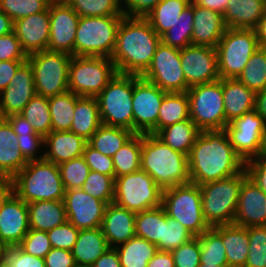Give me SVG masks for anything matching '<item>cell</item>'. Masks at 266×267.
<instances>
[{"label": "cell", "mask_w": 266, "mask_h": 267, "mask_svg": "<svg viewBox=\"0 0 266 267\" xmlns=\"http://www.w3.org/2000/svg\"><path fill=\"white\" fill-rule=\"evenodd\" d=\"M237 79L255 92L266 87V47L254 52Z\"/></svg>", "instance_id": "44"}, {"label": "cell", "mask_w": 266, "mask_h": 267, "mask_svg": "<svg viewBox=\"0 0 266 267\" xmlns=\"http://www.w3.org/2000/svg\"><path fill=\"white\" fill-rule=\"evenodd\" d=\"M65 190L82 188L89 174V166L83 156L58 165Z\"/></svg>", "instance_id": "49"}, {"label": "cell", "mask_w": 266, "mask_h": 267, "mask_svg": "<svg viewBox=\"0 0 266 267\" xmlns=\"http://www.w3.org/2000/svg\"><path fill=\"white\" fill-rule=\"evenodd\" d=\"M17 140L11 124L0 118V176L13 178L28 164L18 149Z\"/></svg>", "instance_id": "29"}, {"label": "cell", "mask_w": 266, "mask_h": 267, "mask_svg": "<svg viewBox=\"0 0 266 267\" xmlns=\"http://www.w3.org/2000/svg\"><path fill=\"white\" fill-rule=\"evenodd\" d=\"M12 126L17 135L42 136L35 132L32 125L20 114H12L5 118Z\"/></svg>", "instance_id": "62"}, {"label": "cell", "mask_w": 266, "mask_h": 267, "mask_svg": "<svg viewBox=\"0 0 266 267\" xmlns=\"http://www.w3.org/2000/svg\"><path fill=\"white\" fill-rule=\"evenodd\" d=\"M163 207L159 206L136 213L135 236L157 245L162 238Z\"/></svg>", "instance_id": "43"}, {"label": "cell", "mask_w": 266, "mask_h": 267, "mask_svg": "<svg viewBox=\"0 0 266 267\" xmlns=\"http://www.w3.org/2000/svg\"><path fill=\"white\" fill-rule=\"evenodd\" d=\"M50 3L49 0H0V10L15 22L20 18L46 11Z\"/></svg>", "instance_id": "51"}, {"label": "cell", "mask_w": 266, "mask_h": 267, "mask_svg": "<svg viewBox=\"0 0 266 267\" xmlns=\"http://www.w3.org/2000/svg\"><path fill=\"white\" fill-rule=\"evenodd\" d=\"M226 125L256 107V92L238 79H222Z\"/></svg>", "instance_id": "27"}, {"label": "cell", "mask_w": 266, "mask_h": 267, "mask_svg": "<svg viewBox=\"0 0 266 267\" xmlns=\"http://www.w3.org/2000/svg\"><path fill=\"white\" fill-rule=\"evenodd\" d=\"M259 47L256 30L226 28L216 46L220 78L237 79Z\"/></svg>", "instance_id": "8"}, {"label": "cell", "mask_w": 266, "mask_h": 267, "mask_svg": "<svg viewBox=\"0 0 266 267\" xmlns=\"http://www.w3.org/2000/svg\"><path fill=\"white\" fill-rule=\"evenodd\" d=\"M79 231L70 222L57 226L47 231L52 248H60L71 251L79 234Z\"/></svg>", "instance_id": "55"}, {"label": "cell", "mask_w": 266, "mask_h": 267, "mask_svg": "<svg viewBox=\"0 0 266 267\" xmlns=\"http://www.w3.org/2000/svg\"><path fill=\"white\" fill-rule=\"evenodd\" d=\"M133 75L117 73L96 97L101 122L133 132Z\"/></svg>", "instance_id": "10"}, {"label": "cell", "mask_w": 266, "mask_h": 267, "mask_svg": "<svg viewBox=\"0 0 266 267\" xmlns=\"http://www.w3.org/2000/svg\"><path fill=\"white\" fill-rule=\"evenodd\" d=\"M162 189L144 170L115 178L114 203L139 213L161 206Z\"/></svg>", "instance_id": "13"}, {"label": "cell", "mask_w": 266, "mask_h": 267, "mask_svg": "<svg viewBox=\"0 0 266 267\" xmlns=\"http://www.w3.org/2000/svg\"><path fill=\"white\" fill-rule=\"evenodd\" d=\"M222 238L228 266L244 267L248 257L249 235L246 227L235 224L212 227Z\"/></svg>", "instance_id": "31"}, {"label": "cell", "mask_w": 266, "mask_h": 267, "mask_svg": "<svg viewBox=\"0 0 266 267\" xmlns=\"http://www.w3.org/2000/svg\"><path fill=\"white\" fill-rule=\"evenodd\" d=\"M233 224L246 228L266 225V193L248 176L242 182Z\"/></svg>", "instance_id": "22"}, {"label": "cell", "mask_w": 266, "mask_h": 267, "mask_svg": "<svg viewBox=\"0 0 266 267\" xmlns=\"http://www.w3.org/2000/svg\"><path fill=\"white\" fill-rule=\"evenodd\" d=\"M193 1L180 14L173 26L161 36V42L167 46L183 49L192 45Z\"/></svg>", "instance_id": "41"}, {"label": "cell", "mask_w": 266, "mask_h": 267, "mask_svg": "<svg viewBox=\"0 0 266 267\" xmlns=\"http://www.w3.org/2000/svg\"><path fill=\"white\" fill-rule=\"evenodd\" d=\"M121 267H147L149 260L158 252L155 244L138 236L115 247Z\"/></svg>", "instance_id": "36"}, {"label": "cell", "mask_w": 266, "mask_h": 267, "mask_svg": "<svg viewBox=\"0 0 266 267\" xmlns=\"http://www.w3.org/2000/svg\"><path fill=\"white\" fill-rule=\"evenodd\" d=\"M17 145L18 149L21 151L22 155L27 161L42 160L44 154H38V150L43 148L44 137L43 136H22L17 135ZM38 157V158H37Z\"/></svg>", "instance_id": "58"}, {"label": "cell", "mask_w": 266, "mask_h": 267, "mask_svg": "<svg viewBox=\"0 0 266 267\" xmlns=\"http://www.w3.org/2000/svg\"><path fill=\"white\" fill-rule=\"evenodd\" d=\"M266 11V0H230L223 14L227 28L256 29Z\"/></svg>", "instance_id": "28"}, {"label": "cell", "mask_w": 266, "mask_h": 267, "mask_svg": "<svg viewBox=\"0 0 266 267\" xmlns=\"http://www.w3.org/2000/svg\"><path fill=\"white\" fill-rule=\"evenodd\" d=\"M260 46L266 47V11L260 19V22L255 29Z\"/></svg>", "instance_id": "70"}, {"label": "cell", "mask_w": 266, "mask_h": 267, "mask_svg": "<svg viewBox=\"0 0 266 267\" xmlns=\"http://www.w3.org/2000/svg\"><path fill=\"white\" fill-rule=\"evenodd\" d=\"M248 177L266 193V158L256 157L245 162Z\"/></svg>", "instance_id": "60"}, {"label": "cell", "mask_w": 266, "mask_h": 267, "mask_svg": "<svg viewBox=\"0 0 266 267\" xmlns=\"http://www.w3.org/2000/svg\"><path fill=\"white\" fill-rule=\"evenodd\" d=\"M180 51L181 49L161 42L149 67L141 77L166 92H187L189 87L183 74Z\"/></svg>", "instance_id": "14"}, {"label": "cell", "mask_w": 266, "mask_h": 267, "mask_svg": "<svg viewBox=\"0 0 266 267\" xmlns=\"http://www.w3.org/2000/svg\"><path fill=\"white\" fill-rule=\"evenodd\" d=\"M46 267H74L75 259L71 251L60 248H52L44 257Z\"/></svg>", "instance_id": "61"}, {"label": "cell", "mask_w": 266, "mask_h": 267, "mask_svg": "<svg viewBox=\"0 0 266 267\" xmlns=\"http://www.w3.org/2000/svg\"><path fill=\"white\" fill-rule=\"evenodd\" d=\"M161 0H121L124 16L141 17L146 16L155 8Z\"/></svg>", "instance_id": "59"}, {"label": "cell", "mask_w": 266, "mask_h": 267, "mask_svg": "<svg viewBox=\"0 0 266 267\" xmlns=\"http://www.w3.org/2000/svg\"><path fill=\"white\" fill-rule=\"evenodd\" d=\"M109 245L101 227L80 230L77 240L71 250L76 264L93 265L103 255Z\"/></svg>", "instance_id": "32"}, {"label": "cell", "mask_w": 266, "mask_h": 267, "mask_svg": "<svg viewBox=\"0 0 266 267\" xmlns=\"http://www.w3.org/2000/svg\"><path fill=\"white\" fill-rule=\"evenodd\" d=\"M63 202L68 222L78 230L101 227L106 202L90 196L82 188L66 190Z\"/></svg>", "instance_id": "17"}, {"label": "cell", "mask_w": 266, "mask_h": 267, "mask_svg": "<svg viewBox=\"0 0 266 267\" xmlns=\"http://www.w3.org/2000/svg\"><path fill=\"white\" fill-rule=\"evenodd\" d=\"M175 267H198L201 248L198 237H193L187 243L171 251Z\"/></svg>", "instance_id": "54"}, {"label": "cell", "mask_w": 266, "mask_h": 267, "mask_svg": "<svg viewBox=\"0 0 266 267\" xmlns=\"http://www.w3.org/2000/svg\"><path fill=\"white\" fill-rule=\"evenodd\" d=\"M257 113L264 119L266 124V87L263 90L256 92V107Z\"/></svg>", "instance_id": "68"}, {"label": "cell", "mask_w": 266, "mask_h": 267, "mask_svg": "<svg viewBox=\"0 0 266 267\" xmlns=\"http://www.w3.org/2000/svg\"><path fill=\"white\" fill-rule=\"evenodd\" d=\"M136 213L112 202L106 206L101 229L109 247H117L135 236Z\"/></svg>", "instance_id": "24"}, {"label": "cell", "mask_w": 266, "mask_h": 267, "mask_svg": "<svg viewBox=\"0 0 266 267\" xmlns=\"http://www.w3.org/2000/svg\"><path fill=\"white\" fill-rule=\"evenodd\" d=\"M141 170L163 190L190 182L188 156L173 150L155 134H141Z\"/></svg>", "instance_id": "3"}, {"label": "cell", "mask_w": 266, "mask_h": 267, "mask_svg": "<svg viewBox=\"0 0 266 267\" xmlns=\"http://www.w3.org/2000/svg\"><path fill=\"white\" fill-rule=\"evenodd\" d=\"M192 0H161L146 16L153 30L161 37L190 5Z\"/></svg>", "instance_id": "37"}, {"label": "cell", "mask_w": 266, "mask_h": 267, "mask_svg": "<svg viewBox=\"0 0 266 267\" xmlns=\"http://www.w3.org/2000/svg\"><path fill=\"white\" fill-rule=\"evenodd\" d=\"M50 2H66L67 0H49Z\"/></svg>", "instance_id": "75"}, {"label": "cell", "mask_w": 266, "mask_h": 267, "mask_svg": "<svg viewBox=\"0 0 266 267\" xmlns=\"http://www.w3.org/2000/svg\"><path fill=\"white\" fill-rule=\"evenodd\" d=\"M141 134H133L113 155L115 178L141 169Z\"/></svg>", "instance_id": "39"}, {"label": "cell", "mask_w": 266, "mask_h": 267, "mask_svg": "<svg viewBox=\"0 0 266 267\" xmlns=\"http://www.w3.org/2000/svg\"><path fill=\"white\" fill-rule=\"evenodd\" d=\"M259 157L266 158V127H265V130L263 132V136H262V142H261V148L259 151Z\"/></svg>", "instance_id": "71"}, {"label": "cell", "mask_w": 266, "mask_h": 267, "mask_svg": "<svg viewBox=\"0 0 266 267\" xmlns=\"http://www.w3.org/2000/svg\"><path fill=\"white\" fill-rule=\"evenodd\" d=\"M101 125L96 97H79L76 95L70 131L88 141Z\"/></svg>", "instance_id": "33"}, {"label": "cell", "mask_w": 266, "mask_h": 267, "mask_svg": "<svg viewBox=\"0 0 266 267\" xmlns=\"http://www.w3.org/2000/svg\"><path fill=\"white\" fill-rule=\"evenodd\" d=\"M33 127L36 133L47 136L52 131L48 98L35 95L19 113Z\"/></svg>", "instance_id": "42"}, {"label": "cell", "mask_w": 266, "mask_h": 267, "mask_svg": "<svg viewBox=\"0 0 266 267\" xmlns=\"http://www.w3.org/2000/svg\"><path fill=\"white\" fill-rule=\"evenodd\" d=\"M167 92L138 75H133V132L155 134L158 112Z\"/></svg>", "instance_id": "15"}, {"label": "cell", "mask_w": 266, "mask_h": 267, "mask_svg": "<svg viewBox=\"0 0 266 267\" xmlns=\"http://www.w3.org/2000/svg\"><path fill=\"white\" fill-rule=\"evenodd\" d=\"M52 131H70L76 104V95L67 91L48 98Z\"/></svg>", "instance_id": "40"}, {"label": "cell", "mask_w": 266, "mask_h": 267, "mask_svg": "<svg viewBox=\"0 0 266 267\" xmlns=\"http://www.w3.org/2000/svg\"><path fill=\"white\" fill-rule=\"evenodd\" d=\"M27 59L28 55L14 31L0 36V61H26Z\"/></svg>", "instance_id": "57"}, {"label": "cell", "mask_w": 266, "mask_h": 267, "mask_svg": "<svg viewBox=\"0 0 266 267\" xmlns=\"http://www.w3.org/2000/svg\"><path fill=\"white\" fill-rule=\"evenodd\" d=\"M247 176L244 168L239 174L199 185L203 217L209 227L233 224L242 182Z\"/></svg>", "instance_id": "5"}, {"label": "cell", "mask_w": 266, "mask_h": 267, "mask_svg": "<svg viewBox=\"0 0 266 267\" xmlns=\"http://www.w3.org/2000/svg\"><path fill=\"white\" fill-rule=\"evenodd\" d=\"M123 16L80 17L74 56L111 58Z\"/></svg>", "instance_id": "6"}, {"label": "cell", "mask_w": 266, "mask_h": 267, "mask_svg": "<svg viewBox=\"0 0 266 267\" xmlns=\"http://www.w3.org/2000/svg\"><path fill=\"white\" fill-rule=\"evenodd\" d=\"M198 267H230V266H228V265H211V264L200 263Z\"/></svg>", "instance_id": "72"}, {"label": "cell", "mask_w": 266, "mask_h": 267, "mask_svg": "<svg viewBox=\"0 0 266 267\" xmlns=\"http://www.w3.org/2000/svg\"><path fill=\"white\" fill-rule=\"evenodd\" d=\"M190 119L200 131L224 130L226 115L223 103L222 78L190 87Z\"/></svg>", "instance_id": "11"}, {"label": "cell", "mask_w": 266, "mask_h": 267, "mask_svg": "<svg viewBox=\"0 0 266 267\" xmlns=\"http://www.w3.org/2000/svg\"><path fill=\"white\" fill-rule=\"evenodd\" d=\"M196 5L224 14L230 0H192Z\"/></svg>", "instance_id": "67"}, {"label": "cell", "mask_w": 266, "mask_h": 267, "mask_svg": "<svg viewBox=\"0 0 266 267\" xmlns=\"http://www.w3.org/2000/svg\"><path fill=\"white\" fill-rule=\"evenodd\" d=\"M29 230L27 203L13 193L0 209V243L18 246Z\"/></svg>", "instance_id": "21"}, {"label": "cell", "mask_w": 266, "mask_h": 267, "mask_svg": "<svg viewBox=\"0 0 266 267\" xmlns=\"http://www.w3.org/2000/svg\"><path fill=\"white\" fill-rule=\"evenodd\" d=\"M23 251L33 256L44 258L52 249L47 231L30 229L18 245Z\"/></svg>", "instance_id": "53"}, {"label": "cell", "mask_w": 266, "mask_h": 267, "mask_svg": "<svg viewBox=\"0 0 266 267\" xmlns=\"http://www.w3.org/2000/svg\"><path fill=\"white\" fill-rule=\"evenodd\" d=\"M91 171L106 174L115 178V169L112 157L106 156L88 143L82 155Z\"/></svg>", "instance_id": "56"}, {"label": "cell", "mask_w": 266, "mask_h": 267, "mask_svg": "<svg viewBox=\"0 0 266 267\" xmlns=\"http://www.w3.org/2000/svg\"><path fill=\"white\" fill-rule=\"evenodd\" d=\"M35 95L33 69L26 60L0 93V118L19 114Z\"/></svg>", "instance_id": "20"}, {"label": "cell", "mask_w": 266, "mask_h": 267, "mask_svg": "<svg viewBox=\"0 0 266 267\" xmlns=\"http://www.w3.org/2000/svg\"><path fill=\"white\" fill-rule=\"evenodd\" d=\"M6 249V247L0 243V265H1V262H2V254H3V251Z\"/></svg>", "instance_id": "73"}, {"label": "cell", "mask_w": 266, "mask_h": 267, "mask_svg": "<svg viewBox=\"0 0 266 267\" xmlns=\"http://www.w3.org/2000/svg\"><path fill=\"white\" fill-rule=\"evenodd\" d=\"M27 206L30 229L49 231L68 221L63 200L35 201Z\"/></svg>", "instance_id": "30"}, {"label": "cell", "mask_w": 266, "mask_h": 267, "mask_svg": "<svg viewBox=\"0 0 266 267\" xmlns=\"http://www.w3.org/2000/svg\"><path fill=\"white\" fill-rule=\"evenodd\" d=\"M199 133L196 124L186 119L161 129L156 136L173 150L189 156Z\"/></svg>", "instance_id": "34"}, {"label": "cell", "mask_w": 266, "mask_h": 267, "mask_svg": "<svg viewBox=\"0 0 266 267\" xmlns=\"http://www.w3.org/2000/svg\"><path fill=\"white\" fill-rule=\"evenodd\" d=\"M194 236L179 221L168 216L163 208L162 238L156 245L159 251L171 252L182 244L187 243Z\"/></svg>", "instance_id": "46"}, {"label": "cell", "mask_w": 266, "mask_h": 267, "mask_svg": "<svg viewBox=\"0 0 266 267\" xmlns=\"http://www.w3.org/2000/svg\"><path fill=\"white\" fill-rule=\"evenodd\" d=\"M79 17L124 16L121 0H67Z\"/></svg>", "instance_id": "45"}, {"label": "cell", "mask_w": 266, "mask_h": 267, "mask_svg": "<svg viewBox=\"0 0 266 267\" xmlns=\"http://www.w3.org/2000/svg\"><path fill=\"white\" fill-rule=\"evenodd\" d=\"M114 185V177L90 170L82 189L90 196L109 204L114 201Z\"/></svg>", "instance_id": "48"}, {"label": "cell", "mask_w": 266, "mask_h": 267, "mask_svg": "<svg viewBox=\"0 0 266 267\" xmlns=\"http://www.w3.org/2000/svg\"><path fill=\"white\" fill-rule=\"evenodd\" d=\"M147 267H175L172 253L158 250L149 260Z\"/></svg>", "instance_id": "65"}, {"label": "cell", "mask_w": 266, "mask_h": 267, "mask_svg": "<svg viewBox=\"0 0 266 267\" xmlns=\"http://www.w3.org/2000/svg\"><path fill=\"white\" fill-rule=\"evenodd\" d=\"M190 182L203 185L239 174L245 161L224 130L200 131L188 156Z\"/></svg>", "instance_id": "1"}, {"label": "cell", "mask_w": 266, "mask_h": 267, "mask_svg": "<svg viewBox=\"0 0 266 267\" xmlns=\"http://www.w3.org/2000/svg\"><path fill=\"white\" fill-rule=\"evenodd\" d=\"M13 193V179L7 176H0V209Z\"/></svg>", "instance_id": "66"}, {"label": "cell", "mask_w": 266, "mask_h": 267, "mask_svg": "<svg viewBox=\"0 0 266 267\" xmlns=\"http://www.w3.org/2000/svg\"><path fill=\"white\" fill-rule=\"evenodd\" d=\"M87 141L71 131H51L44 137V160L59 165L83 155Z\"/></svg>", "instance_id": "26"}, {"label": "cell", "mask_w": 266, "mask_h": 267, "mask_svg": "<svg viewBox=\"0 0 266 267\" xmlns=\"http://www.w3.org/2000/svg\"><path fill=\"white\" fill-rule=\"evenodd\" d=\"M72 55L40 51L28 55L34 73L36 94L52 97L69 91V67Z\"/></svg>", "instance_id": "12"}, {"label": "cell", "mask_w": 266, "mask_h": 267, "mask_svg": "<svg viewBox=\"0 0 266 267\" xmlns=\"http://www.w3.org/2000/svg\"><path fill=\"white\" fill-rule=\"evenodd\" d=\"M161 206L166 214L179 221L194 237L210 227L203 217L200 187L194 183L163 189Z\"/></svg>", "instance_id": "7"}, {"label": "cell", "mask_w": 266, "mask_h": 267, "mask_svg": "<svg viewBox=\"0 0 266 267\" xmlns=\"http://www.w3.org/2000/svg\"><path fill=\"white\" fill-rule=\"evenodd\" d=\"M49 16L50 36L47 50L74 56L75 36L80 17L66 2H51Z\"/></svg>", "instance_id": "19"}, {"label": "cell", "mask_w": 266, "mask_h": 267, "mask_svg": "<svg viewBox=\"0 0 266 267\" xmlns=\"http://www.w3.org/2000/svg\"><path fill=\"white\" fill-rule=\"evenodd\" d=\"M117 73L111 58L72 56L69 91L79 97H97Z\"/></svg>", "instance_id": "9"}, {"label": "cell", "mask_w": 266, "mask_h": 267, "mask_svg": "<svg viewBox=\"0 0 266 267\" xmlns=\"http://www.w3.org/2000/svg\"><path fill=\"white\" fill-rule=\"evenodd\" d=\"M197 237L201 248L200 263L228 265L222 238L212 227Z\"/></svg>", "instance_id": "47"}, {"label": "cell", "mask_w": 266, "mask_h": 267, "mask_svg": "<svg viewBox=\"0 0 266 267\" xmlns=\"http://www.w3.org/2000/svg\"><path fill=\"white\" fill-rule=\"evenodd\" d=\"M180 59L189 88L220 79L216 48L190 45L181 49Z\"/></svg>", "instance_id": "18"}, {"label": "cell", "mask_w": 266, "mask_h": 267, "mask_svg": "<svg viewBox=\"0 0 266 267\" xmlns=\"http://www.w3.org/2000/svg\"><path fill=\"white\" fill-rule=\"evenodd\" d=\"M160 43L161 37L146 18L123 16L111 60L119 74L141 76Z\"/></svg>", "instance_id": "2"}, {"label": "cell", "mask_w": 266, "mask_h": 267, "mask_svg": "<svg viewBox=\"0 0 266 267\" xmlns=\"http://www.w3.org/2000/svg\"><path fill=\"white\" fill-rule=\"evenodd\" d=\"M248 257L244 267H266V225L247 227Z\"/></svg>", "instance_id": "50"}, {"label": "cell", "mask_w": 266, "mask_h": 267, "mask_svg": "<svg viewBox=\"0 0 266 267\" xmlns=\"http://www.w3.org/2000/svg\"><path fill=\"white\" fill-rule=\"evenodd\" d=\"M25 61H0V93L9 85L19 67Z\"/></svg>", "instance_id": "63"}, {"label": "cell", "mask_w": 266, "mask_h": 267, "mask_svg": "<svg viewBox=\"0 0 266 267\" xmlns=\"http://www.w3.org/2000/svg\"><path fill=\"white\" fill-rule=\"evenodd\" d=\"M14 22L0 10V36L13 32Z\"/></svg>", "instance_id": "69"}, {"label": "cell", "mask_w": 266, "mask_h": 267, "mask_svg": "<svg viewBox=\"0 0 266 267\" xmlns=\"http://www.w3.org/2000/svg\"><path fill=\"white\" fill-rule=\"evenodd\" d=\"M266 124L256 109L228 123L224 131L235 152L246 162L259 157Z\"/></svg>", "instance_id": "16"}, {"label": "cell", "mask_w": 266, "mask_h": 267, "mask_svg": "<svg viewBox=\"0 0 266 267\" xmlns=\"http://www.w3.org/2000/svg\"><path fill=\"white\" fill-rule=\"evenodd\" d=\"M13 31L27 55L47 50L50 36L49 8L16 20Z\"/></svg>", "instance_id": "23"}, {"label": "cell", "mask_w": 266, "mask_h": 267, "mask_svg": "<svg viewBox=\"0 0 266 267\" xmlns=\"http://www.w3.org/2000/svg\"><path fill=\"white\" fill-rule=\"evenodd\" d=\"M74 267H93V265H79V264H76Z\"/></svg>", "instance_id": "74"}, {"label": "cell", "mask_w": 266, "mask_h": 267, "mask_svg": "<svg viewBox=\"0 0 266 267\" xmlns=\"http://www.w3.org/2000/svg\"><path fill=\"white\" fill-rule=\"evenodd\" d=\"M133 134L126 128L102 124L87 143L104 155L113 157Z\"/></svg>", "instance_id": "38"}, {"label": "cell", "mask_w": 266, "mask_h": 267, "mask_svg": "<svg viewBox=\"0 0 266 267\" xmlns=\"http://www.w3.org/2000/svg\"><path fill=\"white\" fill-rule=\"evenodd\" d=\"M0 267H46L44 258L23 251L19 246L6 247Z\"/></svg>", "instance_id": "52"}, {"label": "cell", "mask_w": 266, "mask_h": 267, "mask_svg": "<svg viewBox=\"0 0 266 267\" xmlns=\"http://www.w3.org/2000/svg\"><path fill=\"white\" fill-rule=\"evenodd\" d=\"M93 267H121L116 248L109 247L93 264Z\"/></svg>", "instance_id": "64"}, {"label": "cell", "mask_w": 266, "mask_h": 267, "mask_svg": "<svg viewBox=\"0 0 266 267\" xmlns=\"http://www.w3.org/2000/svg\"><path fill=\"white\" fill-rule=\"evenodd\" d=\"M12 179L14 193L27 204L64 199L66 190L59 166L47 160L28 161V164Z\"/></svg>", "instance_id": "4"}, {"label": "cell", "mask_w": 266, "mask_h": 267, "mask_svg": "<svg viewBox=\"0 0 266 267\" xmlns=\"http://www.w3.org/2000/svg\"><path fill=\"white\" fill-rule=\"evenodd\" d=\"M193 16L192 45L216 48L227 28L223 15L193 2Z\"/></svg>", "instance_id": "25"}, {"label": "cell", "mask_w": 266, "mask_h": 267, "mask_svg": "<svg viewBox=\"0 0 266 267\" xmlns=\"http://www.w3.org/2000/svg\"><path fill=\"white\" fill-rule=\"evenodd\" d=\"M190 119L187 92H167L158 112L156 134L163 128Z\"/></svg>", "instance_id": "35"}]
</instances>
